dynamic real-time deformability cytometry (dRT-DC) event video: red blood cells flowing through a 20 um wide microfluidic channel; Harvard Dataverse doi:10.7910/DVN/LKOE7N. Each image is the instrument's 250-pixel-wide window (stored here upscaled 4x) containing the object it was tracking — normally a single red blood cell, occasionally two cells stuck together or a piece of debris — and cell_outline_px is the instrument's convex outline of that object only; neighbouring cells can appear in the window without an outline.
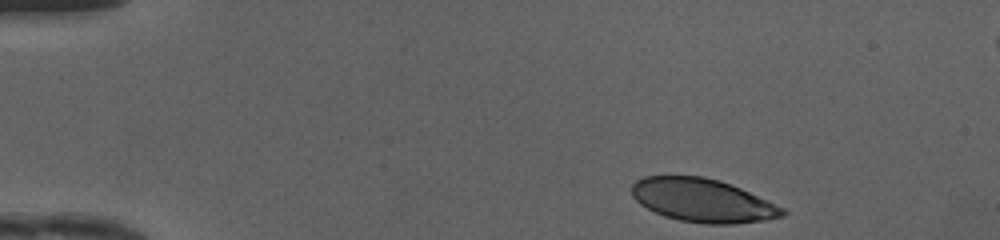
{"species": "human", "species_latin": "Homo sapiens", "temperature_condition": "cold", "stored_images_in_passage": 40, "camera_frame_rate_fps": 3000, "um_per_image_px": 0.085, "donor": {"sex": "female"}, "frame": {"image": 1, "passage_image": 1, "time_ms": 0.0, "image_size_px": [1000, 240], "cell_outline_px": [[788, 212], [784, 216], [768, 220], [732, 224], [704, 224], [680, 220], [664, 216], [640, 204], [632, 196], [632, 184], [636, 180], [644, 176], [700, 176], [720, 180], [740, 188], [784, 208]], "centroid_in_image_um": [59.73, 17.04], "position_along_channel_um": 25.3, "area_um2": 38.03}}
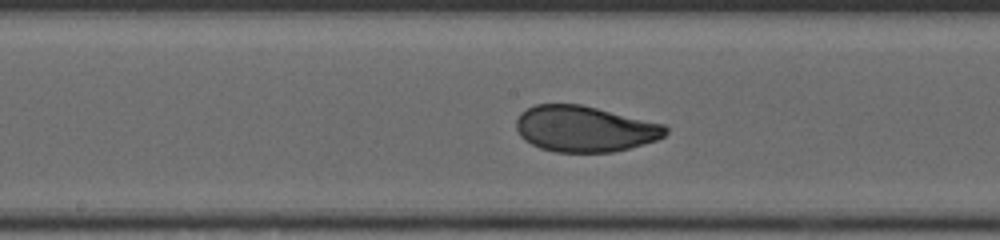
{"frame": {"image": 2, "passage_image": 20, "time_ms": 6.333, "image_size_px": [1000, 240], "cell_outline_px": [[668, 132], [664, 136], [656, 140], [628, 148], [612, 152], [556, 152], [540, 148], [524, 140], [520, 136], [516, 128], [516, 120], [520, 112], [536, 104], [580, 104], [664, 124], [668, 128]], "centroid_in_image_um": [49.67, 10.95], "position_along_channel_um": 198.5, "area_um2": 39.88}}
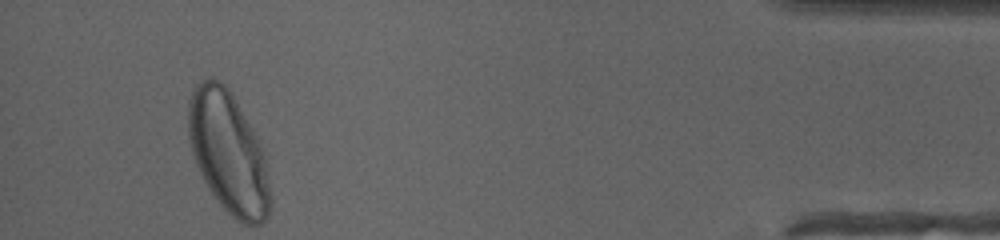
{"frame": {"image": 3, "passage_image": 40, "time_ms": 13.0, "image_size_px": [1000, 240], "cell_outline_px": [[272, 204], [268, 216], [260, 224], [244, 224], [236, 220], [220, 204], [208, 188], [196, 164], [192, 152], [188, 136], [188, 100], [192, 88], [196, 84], [212, 76], [220, 80], [232, 92], [252, 128], [264, 152], [272, 196]], "centroid_in_image_um": [19.41, 12.96], "position_along_channel_um": 415.8, "area_um2": 58.49}, "authors_computed_cell_mechanics": {"area_um2": 40.5178, "velocity_mm_per_s": 4.1564, "shape_relaxation_time_tau1_ms": 3.4033, "shape_relaxation_time_tau2_ms": null, "deformation_change_tau1": 0.1625, "deformation_change_tau2": null}}